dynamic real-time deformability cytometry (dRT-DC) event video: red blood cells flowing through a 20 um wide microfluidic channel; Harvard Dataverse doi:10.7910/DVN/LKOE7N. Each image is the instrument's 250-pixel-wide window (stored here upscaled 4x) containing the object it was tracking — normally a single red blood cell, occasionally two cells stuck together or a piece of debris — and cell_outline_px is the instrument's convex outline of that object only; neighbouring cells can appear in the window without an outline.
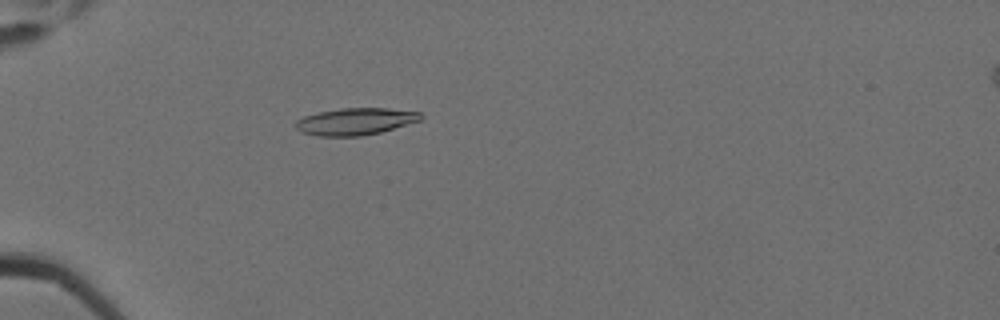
{"species": "Egyptian fruit bat (a non-hibernating species)", "species_latin": "Rousettus aegyptiacus", "temperature_condition": "cold", "stored_images_in_passage": 8, "camera_frame_rate_fps": 3000, "um_per_image_px": 0.085, "animal": {"sex": "female"}, "frame": {"image": 1, "passage_image": 5, "time_ms": 1.333, "image_size_px": [1000, 320], "cell_outline_px": [[424, 116], [420, 120], [380, 132], [360, 136], [316, 136], [300, 132], [296, 128], [296, 120], [304, 116], [320, 112], [340, 108], [388, 108], [420, 112]], "centroid_in_image_um": [30.19, 10.32], "position_along_channel_um": 54.8, "area_um2": 19.59}}
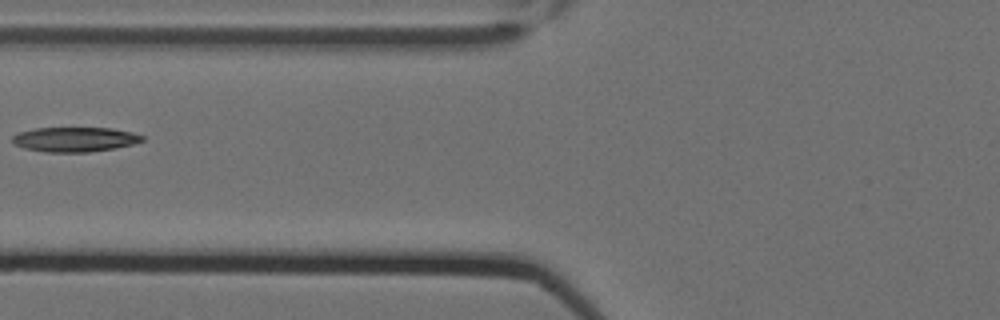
{"frame": {"image": 2, "passage_image": 7, "time_ms": 2.0, "image_size_px": [1000, 320], "cell_outline_px": [[144, 140], [132, 144], [116, 148], [88, 152], [48, 152], [24, 148], [16, 144], [12, 140], [12, 136], [20, 132], [36, 128], [112, 128], [132, 132], [144, 136]], "centroid_in_image_um": [6.39, 11.84], "position_along_channel_um": 119.4, "area_um2": 18.55}}
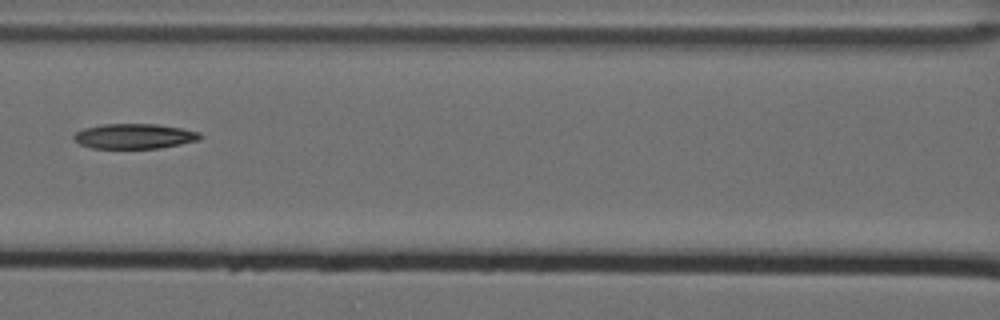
{"frame": {"image": 3, "passage_image": 8, "time_ms": 2.333, "image_size_px": [1000, 320], "cell_outline_px": [[200, 140], [160, 148], [92, 148], [80, 144], [72, 136], [76, 132], [84, 128], [104, 124], [156, 124], [180, 128], [200, 132]], "centroid_in_image_um": [11.42, 11.58], "position_along_channel_um": 155.2, "area_um2": 18.26}}